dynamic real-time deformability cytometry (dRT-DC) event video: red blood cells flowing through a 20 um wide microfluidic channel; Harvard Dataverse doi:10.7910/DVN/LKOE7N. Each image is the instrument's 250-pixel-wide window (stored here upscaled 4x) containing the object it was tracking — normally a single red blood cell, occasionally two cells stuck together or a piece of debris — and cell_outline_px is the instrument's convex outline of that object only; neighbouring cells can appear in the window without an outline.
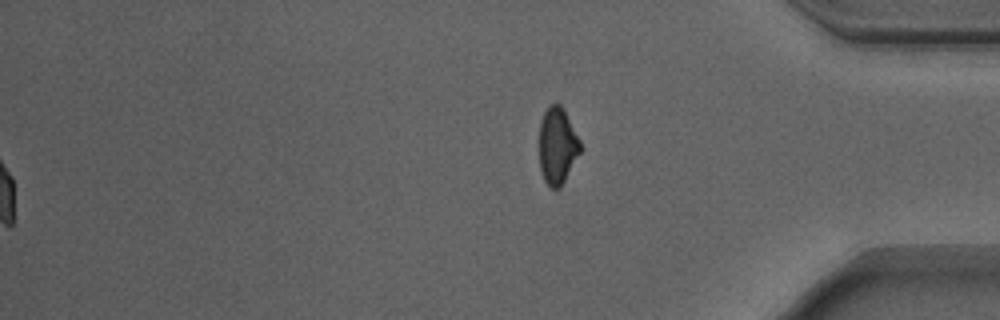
{"species": "Egyptian fruit bat (a non-hibernating species)", "species_latin": "Rousettus aegyptiacus", "temperature_condition": "warm", "stored_images_in_passage": 44, "segment_of_instrument_passage": [2, 2], "camera_frame_rate_fps": 3000, "um_per_image_px": 0.085, "animal": {"sex": "male"}, "frame": {"image": 1, "passage_image": 44, "time_ms": 14.333, "image_size_px": [1000, 320], "cell_outline_px": [[580, 152], [560, 188], [552, 188], [544, 180], [540, 168], [540, 124], [544, 112], [556, 100], [564, 108], [580, 140]], "centroid_in_image_um": [47.38, 12.36], "position_along_channel_um": 387.8, "area_um2": 18.15}}